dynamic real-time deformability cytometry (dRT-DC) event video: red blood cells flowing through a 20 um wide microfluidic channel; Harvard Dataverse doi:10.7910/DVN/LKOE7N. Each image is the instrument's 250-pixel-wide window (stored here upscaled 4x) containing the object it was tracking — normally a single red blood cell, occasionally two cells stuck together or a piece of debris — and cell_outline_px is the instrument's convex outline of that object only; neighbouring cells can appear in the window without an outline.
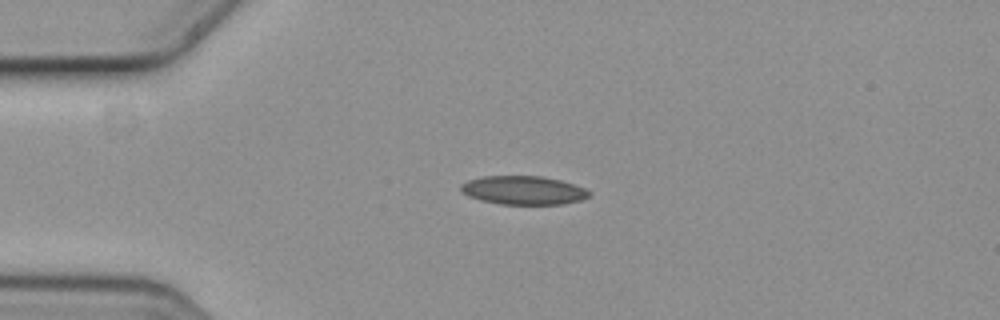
{"species": "common noctule bat (a hibernating species)", "species_latin": "Nyctalus noctula", "temperature_condition": "cold", "stored_images_in_passage": 5, "camera_frame_rate_fps": 3000, "um_per_image_px": 0.085, "animal": {"sex": "female", "body_mass_g": 19.3, "forearm_length_mm": 54.1}, "frame": {"image": 1, "passage_image": 1, "time_ms": 0.0, "image_size_px": [1000, 320], "cell_outline_px": [[592, 192], [588, 196], [580, 200], [560, 204], [500, 204], [480, 200], [468, 196], [460, 188], [460, 184], [468, 180], [484, 176], [540, 176], [560, 180], [584, 188]], "centroid_in_image_um": [44.46, 16.17], "position_along_channel_um": 40.5, "area_um2": 21.21}}
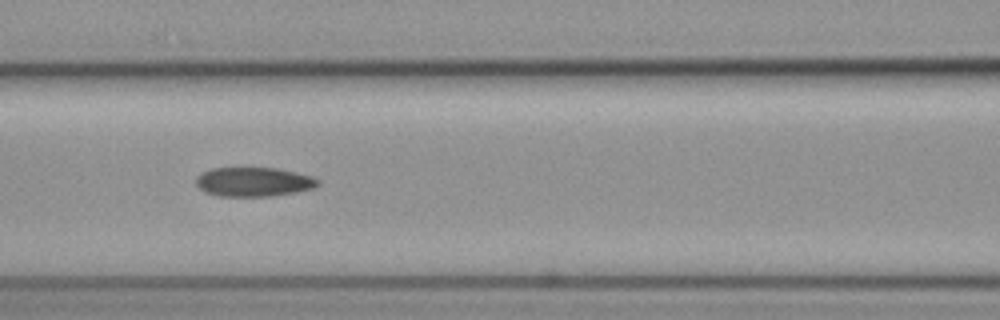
{"frame": {"image": 2, "passage_image": 4, "time_ms": 1.0, "image_size_px": [1000, 320], "cell_outline_px": [[320, 184], [312, 188], [296, 192], [272, 196], [216, 196], [204, 192], [196, 184], [196, 176], [212, 168], [276, 168], [296, 172], [312, 176], [320, 180]], "centroid_in_image_um": [21.56, 15.46], "position_along_channel_um": 145.0, "area_um2": 20.81}}
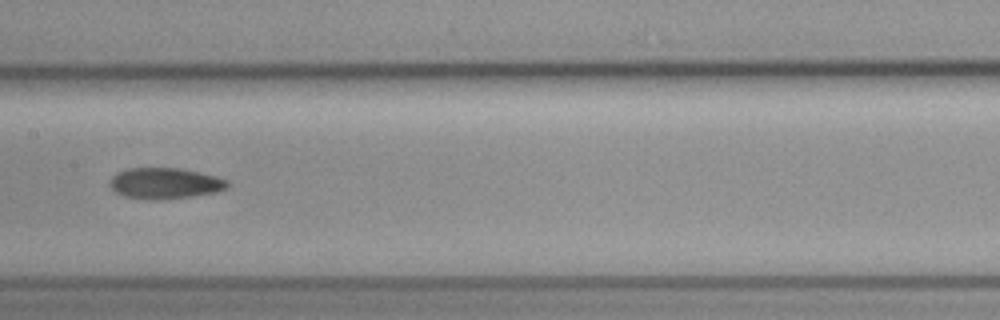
{"frame": {"image": 3, "passage_image": 5, "time_ms": 1.333, "image_size_px": [1000, 320], "cell_outline_px": [[228, 188], [216, 192], [192, 196], [152, 200], [148, 200], [124, 196], [116, 192], [108, 184], [108, 180], [116, 172], [128, 168], [180, 168], [200, 172], [216, 176], [228, 180]], "centroid_in_image_um": [13.99, 15.57], "position_along_channel_um": 193.4, "area_um2": 21.39}}